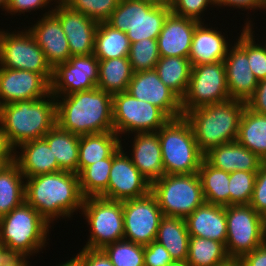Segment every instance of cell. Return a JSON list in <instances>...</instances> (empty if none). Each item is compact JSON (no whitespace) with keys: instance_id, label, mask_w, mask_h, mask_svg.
<instances>
[{"instance_id":"1","label":"cell","mask_w":266,"mask_h":266,"mask_svg":"<svg viewBox=\"0 0 266 266\" xmlns=\"http://www.w3.org/2000/svg\"><path fill=\"white\" fill-rule=\"evenodd\" d=\"M25 179V201L49 224L61 216L70 218L82 209L84 197L78 174L58 171Z\"/></svg>"},{"instance_id":"2","label":"cell","mask_w":266,"mask_h":266,"mask_svg":"<svg viewBox=\"0 0 266 266\" xmlns=\"http://www.w3.org/2000/svg\"><path fill=\"white\" fill-rule=\"evenodd\" d=\"M112 96L96 87L56 97L57 125L79 136L114 131Z\"/></svg>"},{"instance_id":"3","label":"cell","mask_w":266,"mask_h":266,"mask_svg":"<svg viewBox=\"0 0 266 266\" xmlns=\"http://www.w3.org/2000/svg\"><path fill=\"white\" fill-rule=\"evenodd\" d=\"M0 124L14 150L25 142L43 138L57 124L56 97L50 92L38 100L0 106Z\"/></svg>"},{"instance_id":"4","label":"cell","mask_w":266,"mask_h":266,"mask_svg":"<svg viewBox=\"0 0 266 266\" xmlns=\"http://www.w3.org/2000/svg\"><path fill=\"white\" fill-rule=\"evenodd\" d=\"M246 102L230 98L227 101L187 111L183 116L190 123L199 150L234 142Z\"/></svg>"},{"instance_id":"5","label":"cell","mask_w":266,"mask_h":266,"mask_svg":"<svg viewBox=\"0 0 266 266\" xmlns=\"http://www.w3.org/2000/svg\"><path fill=\"white\" fill-rule=\"evenodd\" d=\"M49 228L51 225L25 201L0 218V242L14 257L30 258L45 248Z\"/></svg>"},{"instance_id":"6","label":"cell","mask_w":266,"mask_h":266,"mask_svg":"<svg viewBox=\"0 0 266 266\" xmlns=\"http://www.w3.org/2000/svg\"><path fill=\"white\" fill-rule=\"evenodd\" d=\"M165 174L198 173L204 154L184 116L170 119L158 131Z\"/></svg>"},{"instance_id":"7","label":"cell","mask_w":266,"mask_h":266,"mask_svg":"<svg viewBox=\"0 0 266 266\" xmlns=\"http://www.w3.org/2000/svg\"><path fill=\"white\" fill-rule=\"evenodd\" d=\"M171 8L152 0H120L106 21L114 29L126 32L130 43L157 39Z\"/></svg>"},{"instance_id":"8","label":"cell","mask_w":266,"mask_h":266,"mask_svg":"<svg viewBox=\"0 0 266 266\" xmlns=\"http://www.w3.org/2000/svg\"><path fill=\"white\" fill-rule=\"evenodd\" d=\"M151 193L163 216L185 219L206 202L198 173L165 174L151 183Z\"/></svg>"},{"instance_id":"9","label":"cell","mask_w":266,"mask_h":266,"mask_svg":"<svg viewBox=\"0 0 266 266\" xmlns=\"http://www.w3.org/2000/svg\"><path fill=\"white\" fill-rule=\"evenodd\" d=\"M81 212L90 225V236L83 248L103 249L124 239L123 202L86 197Z\"/></svg>"},{"instance_id":"10","label":"cell","mask_w":266,"mask_h":266,"mask_svg":"<svg viewBox=\"0 0 266 266\" xmlns=\"http://www.w3.org/2000/svg\"><path fill=\"white\" fill-rule=\"evenodd\" d=\"M225 214V248L229 258L238 261L264 243L265 218L250 205L225 206Z\"/></svg>"},{"instance_id":"11","label":"cell","mask_w":266,"mask_h":266,"mask_svg":"<svg viewBox=\"0 0 266 266\" xmlns=\"http://www.w3.org/2000/svg\"><path fill=\"white\" fill-rule=\"evenodd\" d=\"M113 128L122 134L157 132L170 118L158 107L138 100L127 92L112 96ZM121 134V135H120Z\"/></svg>"},{"instance_id":"12","label":"cell","mask_w":266,"mask_h":266,"mask_svg":"<svg viewBox=\"0 0 266 266\" xmlns=\"http://www.w3.org/2000/svg\"><path fill=\"white\" fill-rule=\"evenodd\" d=\"M0 30V67L39 73L51 83L53 69L31 33Z\"/></svg>"},{"instance_id":"13","label":"cell","mask_w":266,"mask_h":266,"mask_svg":"<svg viewBox=\"0 0 266 266\" xmlns=\"http://www.w3.org/2000/svg\"><path fill=\"white\" fill-rule=\"evenodd\" d=\"M229 99L223 61L192 66L189 85L181 99L183 115L187 111Z\"/></svg>"},{"instance_id":"14","label":"cell","mask_w":266,"mask_h":266,"mask_svg":"<svg viewBox=\"0 0 266 266\" xmlns=\"http://www.w3.org/2000/svg\"><path fill=\"white\" fill-rule=\"evenodd\" d=\"M162 217V210L151 192L123 201L124 239L147 246L155 241Z\"/></svg>"},{"instance_id":"15","label":"cell","mask_w":266,"mask_h":266,"mask_svg":"<svg viewBox=\"0 0 266 266\" xmlns=\"http://www.w3.org/2000/svg\"><path fill=\"white\" fill-rule=\"evenodd\" d=\"M98 68L99 60L93 54L71 56L53 69L50 92L58 97L94 89L98 84Z\"/></svg>"},{"instance_id":"16","label":"cell","mask_w":266,"mask_h":266,"mask_svg":"<svg viewBox=\"0 0 266 266\" xmlns=\"http://www.w3.org/2000/svg\"><path fill=\"white\" fill-rule=\"evenodd\" d=\"M121 146L112 154L108 199L126 201L144 197L151 192V183L137 169Z\"/></svg>"},{"instance_id":"17","label":"cell","mask_w":266,"mask_h":266,"mask_svg":"<svg viewBox=\"0 0 266 266\" xmlns=\"http://www.w3.org/2000/svg\"><path fill=\"white\" fill-rule=\"evenodd\" d=\"M126 92L158 107L170 119L183 116L181 98L160 80L155 69L135 72Z\"/></svg>"},{"instance_id":"18","label":"cell","mask_w":266,"mask_h":266,"mask_svg":"<svg viewBox=\"0 0 266 266\" xmlns=\"http://www.w3.org/2000/svg\"><path fill=\"white\" fill-rule=\"evenodd\" d=\"M52 13L58 18L66 35L71 56L93 54L99 22L71 9L62 0L56 1Z\"/></svg>"},{"instance_id":"19","label":"cell","mask_w":266,"mask_h":266,"mask_svg":"<svg viewBox=\"0 0 266 266\" xmlns=\"http://www.w3.org/2000/svg\"><path fill=\"white\" fill-rule=\"evenodd\" d=\"M50 93V83L39 73L0 67V106L38 100Z\"/></svg>"},{"instance_id":"20","label":"cell","mask_w":266,"mask_h":266,"mask_svg":"<svg viewBox=\"0 0 266 266\" xmlns=\"http://www.w3.org/2000/svg\"><path fill=\"white\" fill-rule=\"evenodd\" d=\"M50 8L28 31L42 49L48 64L54 69L71 57L68 40L58 18Z\"/></svg>"},{"instance_id":"21","label":"cell","mask_w":266,"mask_h":266,"mask_svg":"<svg viewBox=\"0 0 266 266\" xmlns=\"http://www.w3.org/2000/svg\"><path fill=\"white\" fill-rule=\"evenodd\" d=\"M200 23L170 12L157 38L160 57L189 58L193 34Z\"/></svg>"},{"instance_id":"22","label":"cell","mask_w":266,"mask_h":266,"mask_svg":"<svg viewBox=\"0 0 266 266\" xmlns=\"http://www.w3.org/2000/svg\"><path fill=\"white\" fill-rule=\"evenodd\" d=\"M231 46L223 61L229 96L246 102L255 93L258 80L250 69L247 54L236 43Z\"/></svg>"},{"instance_id":"23","label":"cell","mask_w":266,"mask_h":266,"mask_svg":"<svg viewBox=\"0 0 266 266\" xmlns=\"http://www.w3.org/2000/svg\"><path fill=\"white\" fill-rule=\"evenodd\" d=\"M131 161L150 183L165 175L157 132L134 133Z\"/></svg>"},{"instance_id":"24","label":"cell","mask_w":266,"mask_h":266,"mask_svg":"<svg viewBox=\"0 0 266 266\" xmlns=\"http://www.w3.org/2000/svg\"><path fill=\"white\" fill-rule=\"evenodd\" d=\"M190 236L222 242L227 240L225 206L205 202L185 218Z\"/></svg>"},{"instance_id":"25","label":"cell","mask_w":266,"mask_h":266,"mask_svg":"<svg viewBox=\"0 0 266 266\" xmlns=\"http://www.w3.org/2000/svg\"><path fill=\"white\" fill-rule=\"evenodd\" d=\"M18 149L21 152L14 150V162L25 177L60 171L57 159L44 138L25 142Z\"/></svg>"},{"instance_id":"26","label":"cell","mask_w":266,"mask_h":266,"mask_svg":"<svg viewBox=\"0 0 266 266\" xmlns=\"http://www.w3.org/2000/svg\"><path fill=\"white\" fill-rule=\"evenodd\" d=\"M204 159L217 169L235 171H258L264 161L237 141L218 145L204 154Z\"/></svg>"},{"instance_id":"27","label":"cell","mask_w":266,"mask_h":266,"mask_svg":"<svg viewBox=\"0 0 266 266\" xmlns=\"http://www.w3.org/2000/svg\"><path fill=\"white\" fill-rule=\"evenodd\" d=\"M201 22L194 31L189 60L192 66L224 61L230 44L221 31Z\"/></svg>"},{"instance_id":"28","label":"cell","mask_w":266,"mask_h":266,"mask_svg":"<svg viewBox=\"0 0 266 266\" xmlns=\"http://www.w3.org/2000/svg\"><path fill=\"white\" fill-rule=\"evenodd\" d=\"M120 138L114 131L80 135L78 174L87 166L109 158L121 146Z\"/></svg>"},{"instance_id":"29","label":"cell","mask_w":266,"mask_h":266,"mask_svg":"<svg viewBox=\"0 0 266 266\" xmlns=\"http://www.w3.org/2000/svg\"><path fill=\"white\" fill-rule=\"evenodd\" d=\"M190 235L184 218L163 216L155 241L163 245L173 261H186Z\"/></svg>"},{"instance_id":"30","label":"cell","mask_w":266,"mask_h":266,"mask_svg":"<svg viewBox=\"0 0 266 266\" xmlns=\"http://www.w3.org/2000/svg\"><path fill=\"white\" fill-rule=\"evenodd\" d=\"M43 138L56 157L60 171L78 174L80 136L63 130L56 124Z\"/></svg>"},{"instance_id":"31","label":"cell","mask_w":266,"mask_h":266,"mask_svg":"<svg viewBox=\"0 0 266 266\" xmlns=\"http://www.w3.org/2000/svg\"><path fill=\"white\" fill-rule=\"evenodd\" d=\"M236 141L266 161V115L252 111L247 105L240 121Z\"/></svg>"},{"instance_id":"32","label":"cell","mask_w":266,"mask_h":266,"mask_svg":"<svg viewBox=\"0 0 266 266\" xmlns=\"http://www.w3.org/2000/svg\"><path fill=\"white\" fill-rule=\"evenodd\" d=\"M24 180L14 161L0 168V218L25 202Z\"/></svg>"},{"instance_id":"33","label":"cell","mask_w":266,"mask_h":266,"mask_svg":"<svg viewBox=\"0 0 266 266\" xmlns=\"http://www.w3.org/2000/svg\"><path fill=\"white\" fill-rule=\"evenodd\" d=\"M133 74L128 57L99 60L97 88L112 95L126 92Z\"/></svg>"},{"instance_id":"34","label":"cell","mask_w":266,"mask_h":266,"mask_svg":"<svg viewBox=\"0 0 266 266\" xmlns=\"http://www.w3.org/2000/svg\"><path fill=\"white\" fill-rule=\"evenodd\" d=\"M130 46L126 32L114 29L107 22H99L93 52L98 60L128 57Z\"/></svg>"},{"instance_id":"35","label":"cell","mask_w":266,"mask_h":266,"mask_svg":"<svg viewBox=\"0 0 266 266\" xmlns=\"http://www.w3.org/2000/svg\"><path fill=\"white\" fill-rule=\"evenodd\" d=\"M198 175L207 203L221 206L230 205L229 172L217 169L203 159Z\"/></svg>"},{"instance_id":"36","label":"cell","mask_w":266,"mask_h":266,"mask_svg":"<svg viewBox=\"0 0 266 266\" xmlns=\"http://www.w3.org/2000/svg\"><path fill=\"white\" fill-rule=\"evenodd\" d=\"M191 68L189 58L172 56L160 57L155 71L160 80L182 99L189 85Z\"/></svg>"},{"instance_id":"37","label":"cell","mask_w":266,"mask_h":266,"mask_svg":"<svg viewBox=\"0 0 266 266\" xmlns=\"http://www.w3.org/2000/svg\"><path fill=\"white\" fill-rule=\"evenodd\" d=\"M229 261L231 259L222 242L190 236L186 260L189 266H222Z\"/></svg>"},{"instance_id":"38","label":"cell","mask_w":266,"mask_h":266,"mask_svg":"<svg viewBox=\"0 0 266 266\" xmlns=\"http://www.w3.org/2000/svg\"><path fill=\"white\" fill-rule=\"evenodd\" d=\"M112 166V155L109 158L93 163L79 174L81 194L86 197H103L108 199L109 173Z\"/></svg>"},{"instance_id":"39","label":"cell","mask_w":266,"mask_h":266,"mask_svg":"<svg viewBox=\"0 0 266 266\" xmlns=\"http://www.w3.org/2000/svg\"><path fill=\"white\" fill-rule=\"evenodd\" d=\"M251 23V20L247 19L241 35L238 36L237 41L234 43L247 54L250 69L259 82L266 79V45L255 42Z\"/></svg>"},{"instance_id":"40","label":"cell","mask_w":266,"mask_h":266,"mask_svg":"<svg viewBox=\"0 0 266 266\" xmlns=\"http://www.w3.org/2000/svg\"><path fill=\"white\" fill-rule=\"evenodd\" d=\"M114 266H144V246L122 239L102 249Z\"/></svg>"},{"instance_id":"41","label":"cell","mask_w":266,"mask_h":266,"mask_svg":"<svg viewBox=\"0 0 266 266\" xmlns=\"http://www.w3.org/2000/svg\"><path fill=\"white\" fill-rule=\"evenodd\" d=\"M128 58L134 73L155 69L160 59L157 39H143L131 43Z\"/></svg>"},{"instance_id":"42","label":"cell","mask_w":266,"mask_h":266,"mask_svg":"<svg viewBox=\"0 0 266 266\" xmlns=\"http://www.w3.org/2000/svg\"><path fill=\"white\" fill-rule=\"evenodd\" d=\"M257 171H235L230 173V205H249Z\"/></svg>"},{"instance_id":"43","label":"cell","mask_w":266,"mask_h":266,"mask_svg":"<svg viewBox=\"0 0 266 266\" xmlns=\"http://www.w3.org/2000/svg\"><path fill=\"white\" fill-rule=\"evenodd\" d=\"M71 9L97 22H106L120 0H62Z\"/></svg>"},{"instance_id":"44","label":"cell","mask_w":266,"mask_h":266,"mask_svg":"<svg viewBox=\"0 0 266 266\" xmlns=\"http://www.w3.org/2000/svg\"><path fill=\"white\" fill-rule=\"evenodd\" d=\"M210 5H216L215 0H176L171 7V12L185 18L203 22L201 19L203 17L202 14H204V11Z\"/></svg>"},{"instance_id":"45","label":"cell","mask_w":266,"mask_h":266,"mask_svg":"<svg viewBox=\"0 0 266 266\" xmlns=\"http://www.w3.org/2000/svg\"><path fill=\"white\" fill-rule=\"evenodd\" d=\"M261 216L266 219V163L257 171L253 194L249 203Z\"/></svg>"},{"instance_id":"46","label":"cell","mask_w":266,"mask_h":266,"mask_svg":"<svg viewBox=\"0 0 266 266\" xmlns=\"http://www.w3.org/2000/svg\"><path fill=\"white\" fill-rule=\"evenodd\" d=\"M173 262L167 249L156 241L144 246V266H168Z\"/></svg>"},{"instance_id":"47","label":"cell","mask_w":266,"mask_h":266,"mask_svg":"<svg viewBox=\"0 0 266 266\" xmlns=\"http://www.w3.org/2000/svg\"><path fill=\"white\" fill-rule=\"evenodd\" d=\"M75 257L82 266H114L102 249L83 248Z\"/></svg>"},{"instance_id":"48","label":"cell","mask_w":266,"mask_h":266,"mask_svg":"<svg viewBox=\"0 0 266 266\" xmlns=\"http://www.w3.org/2000/svg\"><path fill=\"white\" fill-rule=\"evenodd\" d=\"M56 2L57 0H8V7H7V13H10V15H15L18 13V15L25 14V12H31L35 11L36 9H42V7L45 9V7H51L48 4H51V2ZM50 2V3H49Z\"/></svg>"},{"instance_id":"49","label":"cell","mask_w":266,"mask_h":266,"mask_svg":"<svg viewBox=\"0 0 266 266\" xmlns=\"http://www.w3.org/2000/svg\"><path fill=\"white\" fill-rule=\"evenodd\" d=\"M254 112L266 115V79L258 82L255 93L246 101Z\"/></svg>"},{"instance_id":"50","label":"cell","mask_w":266,"mask_h":266,"mask_svg":"<svg viewBox=\"0 0 266 266\" xmlns=\"http://www.w3.org/2000/svg\"><path fill=\"white\" fill-rule=\"evenodd\" d=\"M238 261L241 266H266V243L245 254Z\"/></svg>"},{"instance_id":"51","label":"cell","mask_w":266,"mask_h":266,"mask_svg":"<svg viewBox=\"0 0 266 266\" xmlns=\"http://www.w3.org/2000/svg\"><path fill=\"white\" fill-rule=\"evenodd\" d=\"M265 0H215V6L217 7H233L243 9L244 11L249 10H261L263 9Z\"/></svg>"},{"instance_id":"52","label":"cell","mask_w":266,"mask_h":266,"mask_svg":"<svg viewBox=\"0 0 266 266\" xmlns=\"http://www.w3.org/2000/svg\"><path fill=\"white\" fill-rule=\"evenodd\" d=\"M14 161V149L9 144L7 136L0 124V162L7 165Z\"/></svg>"},{"instance_id":"53","label":"cell","mask_w":266,"mask_h":266,"mask_svg":"<svg viewBox=\"0 0 266 266\" xmlns=\"http://www.w3.org/2000/svg\"><path fill=\"white\" fill-rule=\"evenodd\" d=\"M14 258L9 250L0 242V266H6Z\"/></svg>"},{"instance_id":"54","label":"cell","mask_w":266,"mask_h":266,"mask_svg":"<svg viewBox=\"0 0 266 266\" xmlns=\"http://www.w3.org/2000/svg\"><path fill=\"white\" fill-rule=\"evenodd\" d=\"M25 257H15L6 266H30L28 260Z\"/></svg>"},{"instance_id":"55","label":"cell","mask_w":266,"mask_h":266,"mask_svg":"<svg viewBox=\"0 0 266 266\" xmlns=\"http://www.w3.org/2000/svg\"><path fill=\"white\" fill-rule=\"evenodd\" d=\"M56 266H82V264L76 257H72L70 258V260L64 263L62 262L60 265H56Z\"/></svg>"},{"instance_id":"56","label":"cell","mask_w":266,"mask_h":266,"mask_svg":"<svg viewBox=\"0 0 266 266\" xmlns=\"http://www.w3.org/2000/svg\"><path fill=\"white\" fill-rule=\"evenodd\" d=\"M157 5L172 7L176 0H152Z\"/></svg>"},{"instance_id":"57","label":"cell","mask_w":266,"mask_h":266,"mask_svg":"<svg viewBox=\"0 0 266 266\" xmlns=\"http://www.w3.org/2000/svg\"><path fill=\"white\" fill-rule=\"evenodd\" d=\"M168 266H189L186 261H173Z\"/></svg>"},{"instance_id":"58","label":"cell","mask_w":266,"mask_h":266,"mask_svg":"<svg viewBox=\"0 0 266 266\" xmlns=\"http://www.w3.org/2000/svg\"><path fill=\"white\" fill-rule=\"evenodd\" d=\"M8 0H0V8L4 9L2 11H7Z\"/></svg>"},{"instance_id":"59","label":"cell","mask_w":266,"mask_h":266,"mask_svg":"<svg viewBox=\"0 0 266 266\" xmlns=\"http://www.w3.org/2000/svg\"><path fill=\"white\" fill-rule=\"evenodd\" d=\"M222 266H241L239 261H236V260H231L229 261L228 263L222 265Z\"/></svg>"},{"instance_id":"60","label":"cell","mask_w":266,"mask_h":266,"mask_svg":"<svg viewBox=\"0 0 266 266\" xmlns=\"http://www.w3.org/2000/svg\"><path fill=\"white\" fill-rule=\"evenodd\" d=\"M264 242L266 243V224H265V235H264Z\"/></svg>"},{"instance_id":"61","label":"cell","mask_w":266,"mask_h":266,"mask_svg":"<svg viewBox=\"0 0 266 266\" xmlns=\"http://www.w3.org/2000/svg\"><path fill=\"white\" fill-rule=\"evenodd\" d=\"M266 10V0H265V2H264V5H263V10Z\"/></svg>"}]
</instances>
